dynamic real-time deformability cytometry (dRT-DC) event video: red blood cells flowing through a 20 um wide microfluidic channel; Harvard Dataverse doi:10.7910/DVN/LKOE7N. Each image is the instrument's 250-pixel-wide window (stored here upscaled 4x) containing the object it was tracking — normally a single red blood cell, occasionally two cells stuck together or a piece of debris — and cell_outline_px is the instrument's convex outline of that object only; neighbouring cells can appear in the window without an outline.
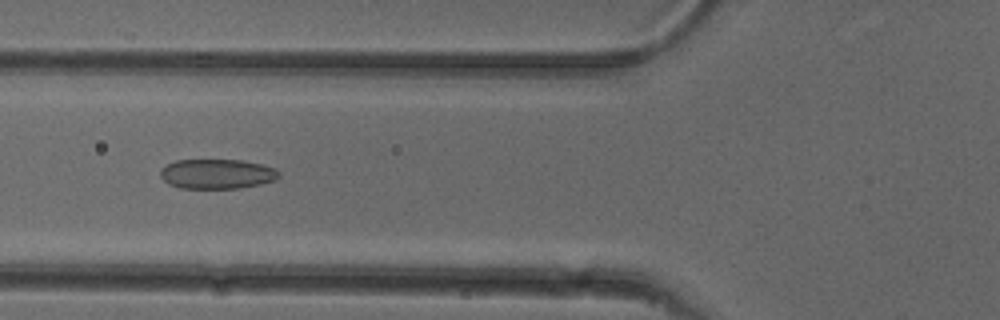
{"species": "common noctule bat (a hibernating species)", "species_latin": "Nyctalus noctula", "temperature_condition": "cold", "stored_images_in_passage": 39, "camera_frame_rate_fps": 3000, "um_per_image_px": 0.085, "animal": {"sex": "female"}, "frame": {"image": 1, "passage_image": 13, "time_ms": 4.0, "image_size_px": [1000, 320], "cell_outline_px": [[280, 176], [276, 180], [260, 184], [240, 188], [180, 188], [168, 184], [160, 176], [160, 168], [176, 160], [244, 160], [276, 168], [280, 172]], "centroid_in_image_um": [18.46, 14.78], "position_along_channel_um": 107.3, "area_um2": 20.69}}
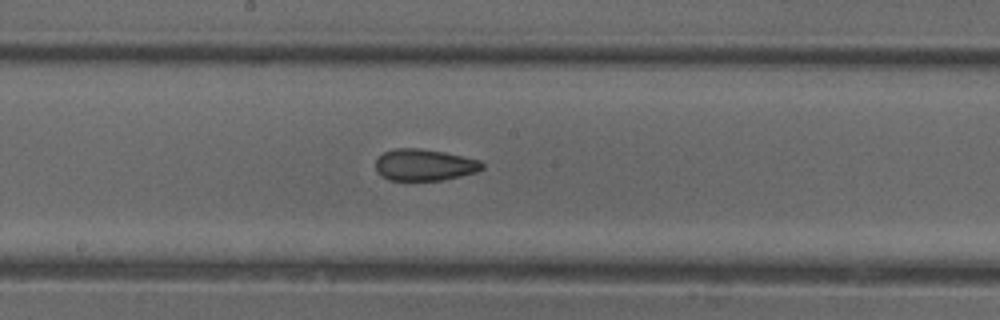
{"frame": {"image": 2, "passage_image": 21, "time_ms": 6.667, "image_size_px": [1000, 320], "cell_outline_px": [[484, 168], [476, 172], [460, 176], [440, 180], [388, 180], [380, 176], [376, 172], [376, 160], [384, 152], [396, 148], [420, 148], [444, 152], [480, 160], [484, 164]], "centroid_in_image_um": [36.06, 14.02], "position_along_channel_um": 212.1, "area_um2": 19.65}}
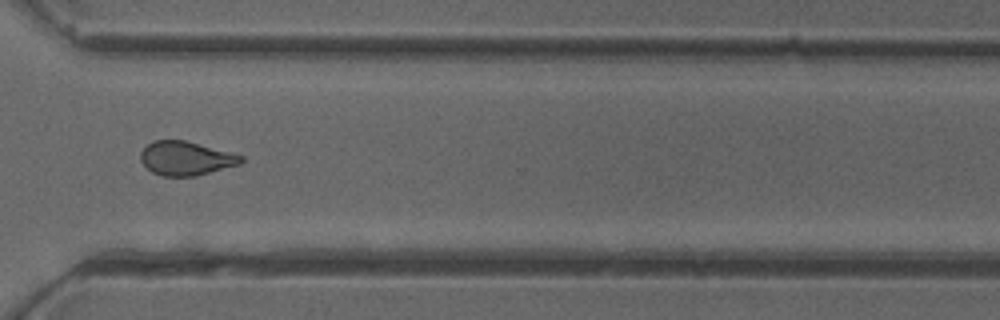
{"frame": {"image": 3, "passage_image": 32, "time_ms": 10.333, "image_size_px": [1000, 320], "cell_outline_px": [[244, 160], [240, 164], [196, 176], [164, 176], [152, 172], [140, 160], [140, 152], [152, 140], [184, 140], [244, 156]], "centroid_in_image_um": [15.79, 13.46], "position_along_channel_um": 354.8, "area_um2": 19.71}, "authors_computed_cell_mechanics": {"area_um2": 20.1722, "velocity_mm_per_s": 3.9007, "shape_relaxation_time_tau1_ms": null, "shape_relaxation_time_tau2_ms": 2.1773, "deformation_change_tau1": null, "deformation_change_tau2": 0.0771}}